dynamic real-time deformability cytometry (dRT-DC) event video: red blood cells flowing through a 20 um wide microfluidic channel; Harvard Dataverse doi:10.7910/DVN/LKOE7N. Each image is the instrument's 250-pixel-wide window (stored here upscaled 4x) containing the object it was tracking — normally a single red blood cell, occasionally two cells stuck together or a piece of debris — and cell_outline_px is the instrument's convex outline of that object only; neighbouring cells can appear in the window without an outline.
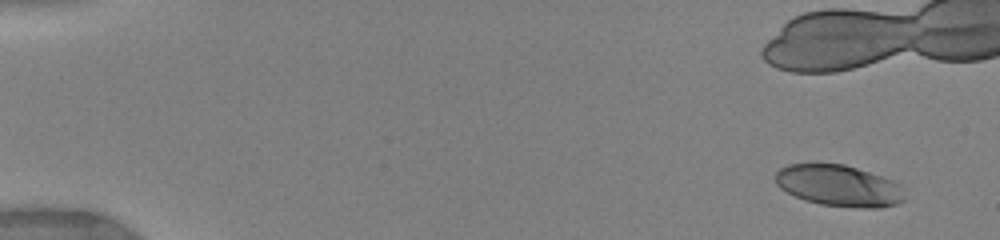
{"species": "human", "species_latin": "Homo sapiens", "temperature_condition": "warm", "stored_images_in_passage": 36, "camera_frame_rate_fps": 3000, "um_per_image_px": 0.085, "donor": {"sex": "female"}, "frame": {"image": 1, "passage_image": 1, "time_ms": 0.0, "image_size_px": [1000, 240], "cell_outline_px": [[904, 200], [896, 204], [880, 208], [860, 208], [820, 204], [804, 200], [780, 188], [776, 184], [776, 172], [780, 168], [788, 164], [844, 164], [892, 180], [900, 184], [904, 196]], "centroid_in_image_um": [71.3, 15.79], "position_along_channel_um": 13.7, "area_um2": 30.92}}